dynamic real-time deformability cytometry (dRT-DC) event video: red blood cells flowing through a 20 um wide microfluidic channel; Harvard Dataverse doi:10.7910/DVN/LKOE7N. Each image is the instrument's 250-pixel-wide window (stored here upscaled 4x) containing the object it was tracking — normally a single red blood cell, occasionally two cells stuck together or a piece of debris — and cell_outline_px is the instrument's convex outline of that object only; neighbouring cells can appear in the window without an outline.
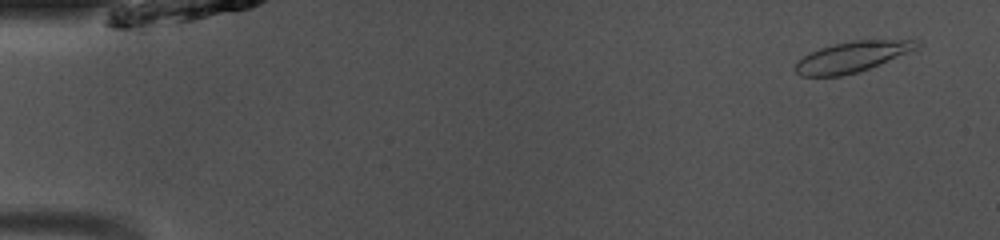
{"species": "common noctule bat (a hibernating species)", "species_latin": "Nyctalus noctula", "temperature_condition": "room temperature", "stored_images_in_passage": 49, "camera_frame_rate_fps": 3000, "um_per_image_px": 0.085, "animal": {"sex": "male", "body_mass_g": 13.0, "forearm_length_mm": 53.1}, "frame": {"image": 1, "passage_image": 3, "time_ms": 0.667, "image_size_px": [1000, 240], "cell_outline_px": [[920, 48], [868, 68], [856, 72], [840, 76], [800, 76], [792, 68], [804, 56], [820, 48], [852, 40], [920, 40]], "centroid_in_image_um": [72.44, 4.82], "position_along_channel_um": 12.6, "area_um2": 21.33}}
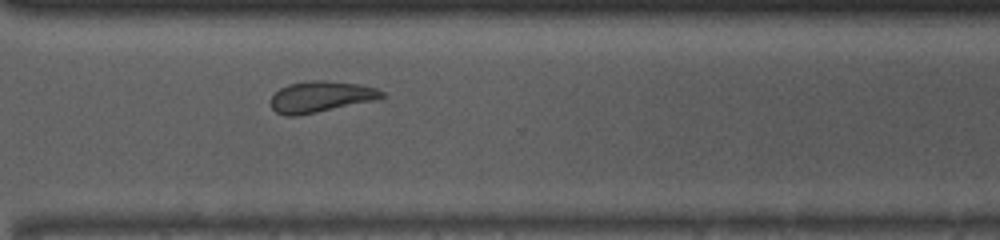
{"frame": {"image": 2, "passage_image": 36, "time_ms": 11.667, "image_size_px": [1000, 240], "cell_outline_px": [[384, 96], [372, 100], [316, 112], [296, 116], [284, 116], [276, 112], [272, 108], [272, 96], [280, 88], [288, 84], [308, 80], [324, 80], [360, 84], [376, 88], [384, 92]], "centroid_in_image_um": [27.22, 8.21], "position_along_channel_um": 343.4, "area_um2": 19.83}}
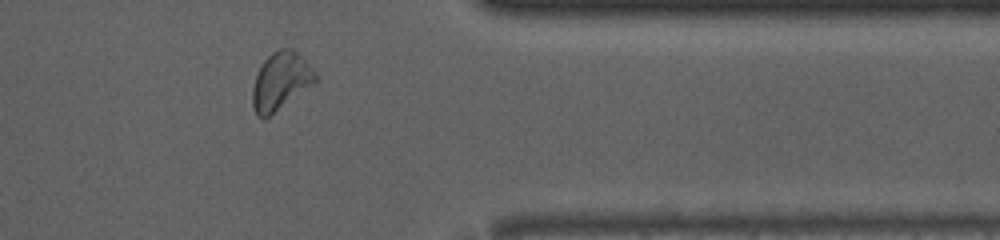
{"frame": {"image": 3, "passage_image": 40, "time_ms": 13.0, "image_size_px": [1000, 240], "cell_outline_px": [[316, 84], [268, 116], [256, 116], [252, 104], [252, 88], [256, 76], [264, 60], [272, 52], [280, 48], [292, 48], [316, 72]], "centroid_in_image_um": [23.87, 6.89], "position_along_channel_um": 387.5, "area_um2": 20.92}, "authors_computed_cell_mechanics": {"area_um2": 20.7502, "velocity_mm_per_s": 4.0913, "shape_relaxation_time_tau1_ms": null, "shape_relaxation_time_tau2_ms": 3.758, "deformation_change_tau1": null, "deformation_change_tau2": 0.1023}}